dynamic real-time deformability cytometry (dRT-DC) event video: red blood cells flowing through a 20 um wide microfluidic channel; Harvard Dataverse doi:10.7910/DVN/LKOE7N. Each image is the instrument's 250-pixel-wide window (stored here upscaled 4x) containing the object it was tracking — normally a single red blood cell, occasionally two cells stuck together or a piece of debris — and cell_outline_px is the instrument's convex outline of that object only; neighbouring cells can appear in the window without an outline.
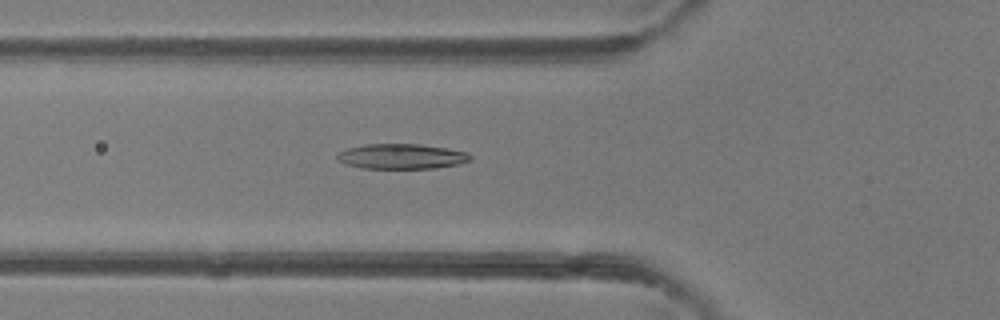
{"species": "common noctule bat (a hibernating species)", "species_latin": "Nyctalus noctula", "temperature_condition": "room temperature", "stored_images_in_passage": 41, "camera_frame_rate_fps": 3000, "um_per_image_px": 0.085, "animal": {"sex": "female"}, "frame": {"image": 1, "passage_image": 12, "time_ms": 3.667, "image_size_px": [1000, 320], "cell_outline_px": [[472, 160], [456, 164], [436, 168], [360, 168], [344, 164], [336, 156], [340, 152], [348, 148], [364, 144], [420, 144], [468, 152], [472, 156]], "centroid_in_image_um": [34.13, 13.29], "position_along_channel_um": 91.7, "area_um2": 19.36}}
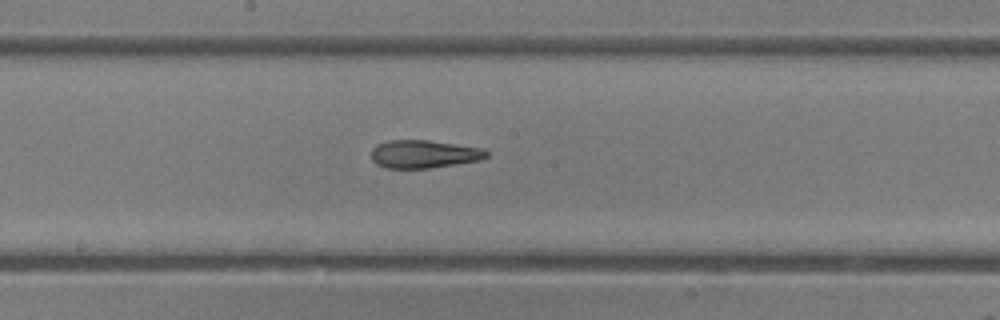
{"frame": {"image": 2, "passage_image": 20, "time_ms": 6.333, "image_size_px": [1000, 320], "cell_outline_px": [[488, 156], [480, 160], [428, 168], [388, 168], [376, 164], [372, 160], [372, 148], [376, 144], [388, 140], [428, 140], [484, 148], [488, 152]], "centroid_in_image_um": [36.02, 13.08], "position_along_channel_um": 212.2, "area_um2": 18.79}}
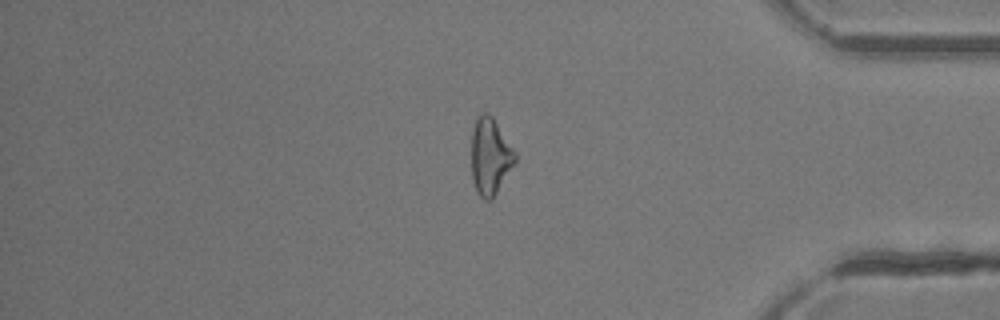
{"frame": {"image": 3, "passage_image": 34, "time_ms": 11.0, "image_size_px": [1000, 320], "cell_outline_px": [[516, 160], [492, 200], [484, 200], [476, 192], [472, 180], [472, 132], [476, 120], [484, 112], [488, 112], [492, 116], [516, 152]], "centroid_in_image_um": [41.66, 13.32], "position_along_channel_um": 393.5, "area_um2": 19.36}, "authors_computed_cell_mechanics": {"area_um2": 19.5364, "velocity_mm_per_s": 4.4819, "shape_relaxation_time_tau1_ms": 8.5824, "shape_relaxation_time_tau2_ms": 3.5127, "deformation_change_tau1": 0.2256, "deformation_change_tau2": 0.1422}}